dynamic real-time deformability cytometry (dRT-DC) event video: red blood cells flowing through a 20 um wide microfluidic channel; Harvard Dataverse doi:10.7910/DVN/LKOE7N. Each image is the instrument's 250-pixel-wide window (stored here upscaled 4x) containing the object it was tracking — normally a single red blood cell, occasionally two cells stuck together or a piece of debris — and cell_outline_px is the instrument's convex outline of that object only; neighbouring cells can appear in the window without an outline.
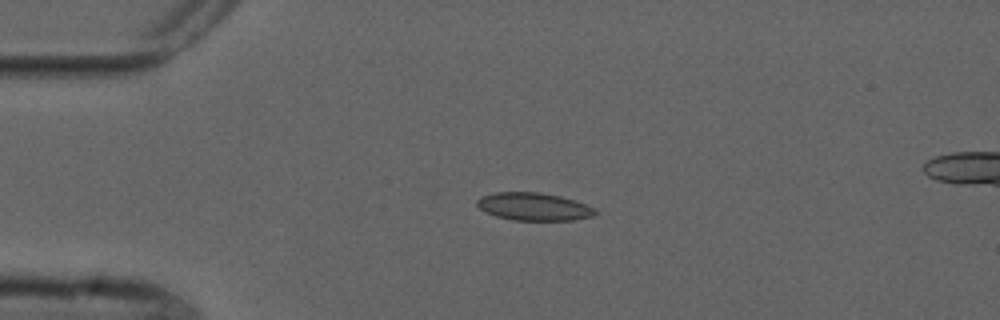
{"species": "common noctule bat (a hibernating species)", "species_latin": "Nyctalus noctula", "temperature_condition": "cold", "stored_images_in_passage": 5, "camera_frame_rate_fps": 3000, "um_per_image_px": 0.085, "animal": {"sex": "male", "forearm_length_mm": 52.5}, "frame": {"image": 1, "passage_image": 3, "time_ms": 2.333, "image_size_px": [1000, 320], "cell_outline_px": [[596, 212], [592, 216], [572, 220], [512, 220], [496, 216], [484, 212], [476, 204], [476, 200], [480, 196], [496, 192], [540, 192], [560, 196], [576, 200], [596, 208]], "centroid_in_image_um": [45.35, 17.55], "position_along_channel_um": 39.6, "area_um2": 19.25}}
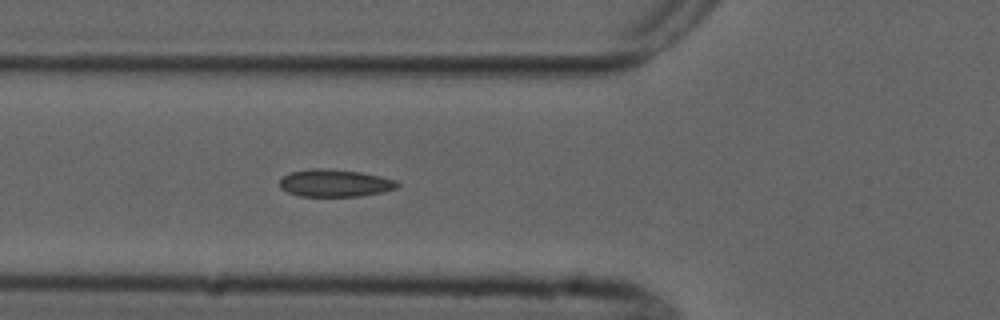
{"frame": {"image": 2, "passage_image": 5, "time_ms": 4.667, "image_size_px": [1000, 320], "cell_outline_px": [[400, 184], [396, 188], [380, 192], [360, 196], [300, 196], [288, 192], [280, 188], [280, 180], [288, 172], [312, 168], [324, 168], [360, 172], [380, 176], [396, 180]], "centroid_in_image_um": [28.44, 15.55], "position_along_channel_um": 97.4, "area_um2": 18.73}}